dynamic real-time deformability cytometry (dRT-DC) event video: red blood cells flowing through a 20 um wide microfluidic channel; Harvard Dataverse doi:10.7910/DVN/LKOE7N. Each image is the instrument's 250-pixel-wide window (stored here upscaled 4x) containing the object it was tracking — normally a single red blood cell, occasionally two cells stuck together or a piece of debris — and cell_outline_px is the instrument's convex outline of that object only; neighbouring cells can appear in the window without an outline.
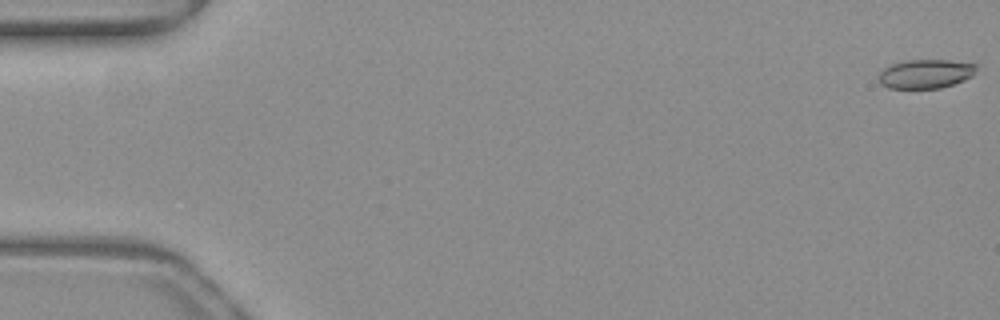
{"species": "common noctule bat (a hibernating species)", "species_latin": "Nyctalus noctula", "temperature_condition": "warm", "stored_images_in_passage": 52, "camera_frame_rate_fps": 3000, "um_per_image_px": 0.085, "animal": {"sex": "female", "body_mass_g": 19.3, "forearm_length_mm": 54.1}, "frame": {"image": 1, "passage_image": 1, "time_ms": 0.0, "image_size_px": [1000, 320], "cell_outline_px": [[976, 68], [972, 76], [964, 80], [940, 88], [888, 88], [880, 84], [876, 80], [880, 72], [884, 68], [892, 64], [904, 60], [948, 60], [976, 64]], "centroid_in_image_um": [78.62, 6.28], "position_along_channel_um": 6.4, "area_um2": 16.53}}
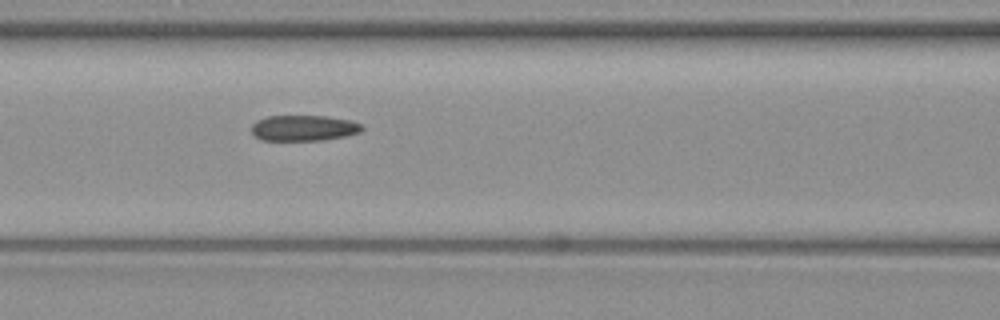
{"frame": {"image": 2, "passage_image": 23, "time_ms": 7.333, "image_size_px": [1000, 320], "cell_outline_px": [[364, 128], [360, 132], [344, 136], [324, 140], [260, 140], [252, 132], [252, 124], [256, 120], [268, 116], [328, 116], [352, 120], [360, 124]], "centroid_in_image_um": [25.82, 10.87], "position_along_channel_um": 140.8, "area_um2": 16.59}}
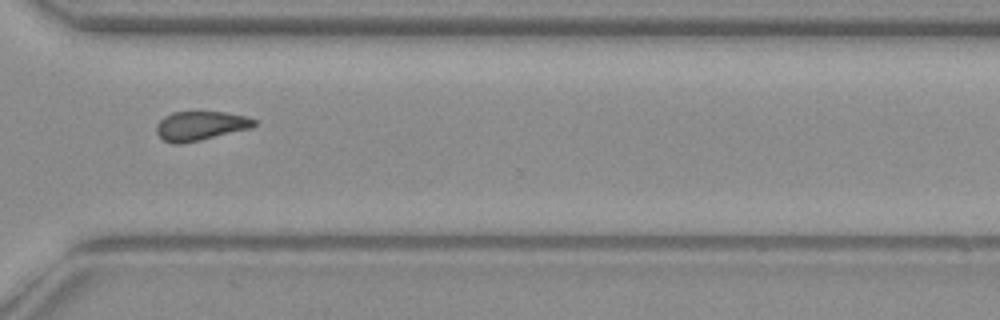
{"frame": {"image": 3, "passage_image": 39, "time_ms": 12.667, "image_size_px": [1000, 320], "cell_outline_px": [[256, 124], [252, 128], [200, 140], [180, 144], [172, 144], [164, 140], [156, 132], [156, 124], [164, 116], [172, 112], [224, 112], [248, 116], [256, 120]], "centroid_in_image_um": [17.04, 10.69], "position_along_channel_um": 353.6, "area_um2": 16.7}, "authors_computed_cell_mechanics": {"area_um2": 16.9354, "velocity_mm_per_s": 3.9938, "shape_relaxation_time_tau1_ms": null, "shape_relaxation_time_tau2_ms": 6.3262, "deformation_change_tau1": null, "deformation_change_tau2": 0.162}}